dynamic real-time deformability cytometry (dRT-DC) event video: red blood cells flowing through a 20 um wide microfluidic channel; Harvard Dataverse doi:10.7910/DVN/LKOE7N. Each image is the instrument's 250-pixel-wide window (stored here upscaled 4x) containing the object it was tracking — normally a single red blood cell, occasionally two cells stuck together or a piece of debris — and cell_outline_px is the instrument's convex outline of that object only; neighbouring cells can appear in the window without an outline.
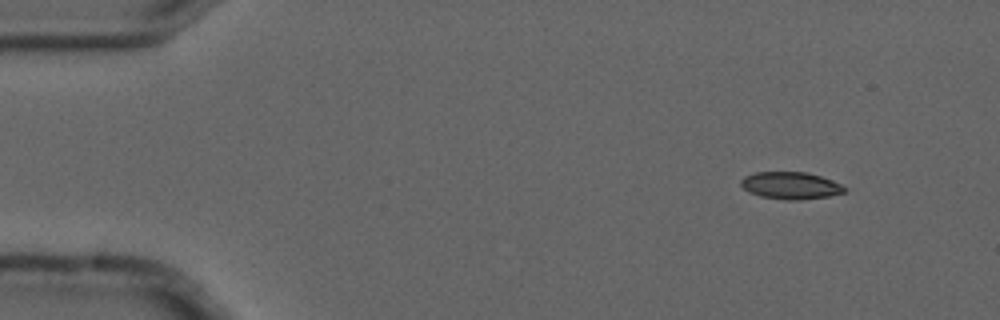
{"species": "common noctule bat (a hibernating species)", "species_latin": "Nyctalus noctula", "temperature_condition": "cold", "stored_images_in_passage": 5, "camera_frame_rate_fps": 3000, "um_per_image_px": 0.085, "animal": {"sex": "male", "forearm_length_mm": 52.5}, "frame": {"image": 1, "passage_image": 1, "time_ms": 0.0, "image_size_px": [1000, 320], "cell_outline_px": [[848, 188], [844, 192], [828, 196], [800, 200], [784, 200], [760, 196], [748, 192], [740, 184], [740, 180], [744, 176], [756, 172], [808, 172], [832, 180]], "centroid_in_image_um": [67.19, 15.77], "position_along_channel_um": 17.8, "area_um2": 16.47}}
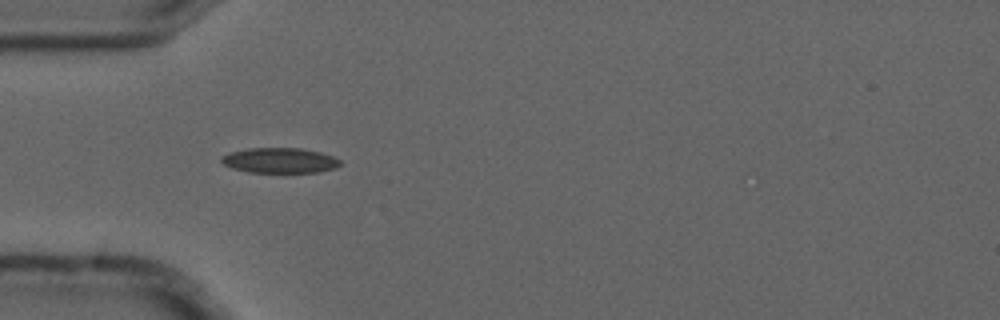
{"frame": {"image": 2, "passage_image": 4, "time_ms": 1.0, "image_size_px": [1000, 320], "cell_outline_px": [[340, 164], [336, 168], [320, 172], [248, 172], [232, 168], [224, 164], [220, 160], [228, 152], [248, 148], [304, 148], [320, 152], [332, 156], [340, 160]], "centroid_in_image_um": [23.79, 13.63], "position_along_channel_um": 61.2, "area_um2": 17.46}}
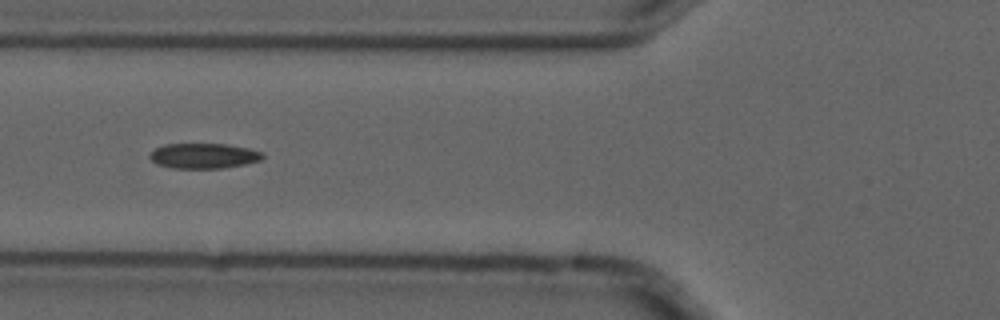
{"frame": {"image": 3, "passage_image": 5, "time_ms": 1.333, "image_size_px": [1000, 320], "cell_outline_px": [[264, 156], [260, 160], [244, 164], [220, 168], [172, 168], [156, 164], [148, 156], [156, 148], [164, 144], [228, 144], [248, 148], [264, 152]], "centroid_in_image_um": [17.31, 13.24], "position_along_channel_um": 108.5, "area_um2": 16.53}}